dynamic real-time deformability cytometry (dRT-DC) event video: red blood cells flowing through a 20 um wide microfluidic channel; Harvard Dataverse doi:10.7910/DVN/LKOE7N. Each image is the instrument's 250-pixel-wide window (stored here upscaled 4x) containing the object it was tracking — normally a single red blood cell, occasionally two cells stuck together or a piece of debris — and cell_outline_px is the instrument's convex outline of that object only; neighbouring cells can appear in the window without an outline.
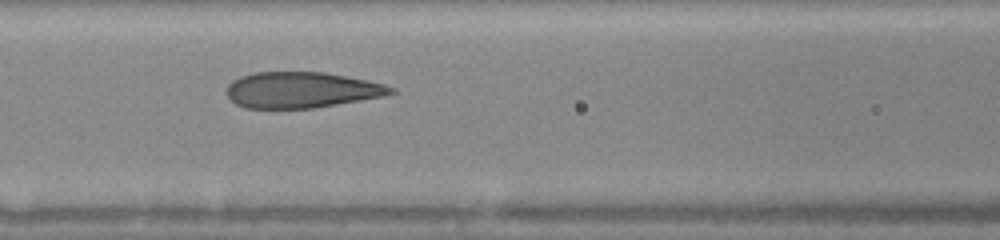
{"species": "human", "species_latin": "Homo sapiens", "temperature_condition": "warm", "stored_images_in_passage": 47, "camera_frame_rate_fps": 3000, "um_per_image_px": 0.085, "donor": {"sex": "female"}, "frame": {"image": 1, "passage_image": 8, "time_ms": 1.667, "image_size_px": [1000, 240], "cell_outline_px": [[396, 92], [384, 96], [312, 108], [244, 108], [236, 104], [228, 96], [228, 84], [232, 80], [240, 76], [256, 72], [324, 72], [368, 80], [384, 84], [396, 88]], "centroid_in_image_um": [25.64, 7.64], "position_along_channel_um": 141.0, "area_um2": 34.28}}
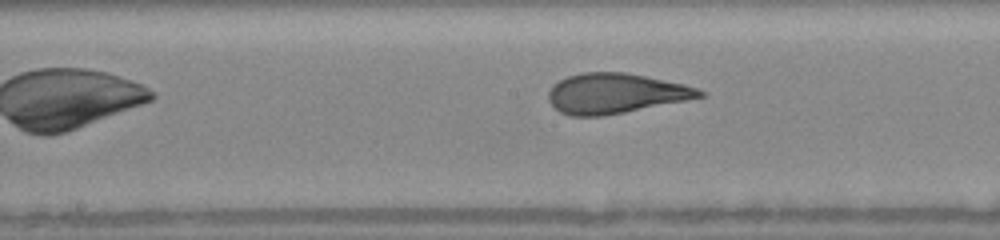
{"frame": {"image": 2, "passage_image": 14, "time_ms": 3.0, "image_size_px": [1000, 240], "cell_outline_px": [[704, 96], [604, 116], [568, 116], [560, 112], [548, 100], [548, 92], [552, 84], [568, 76], [580, 72], [624, 72], [684, 84], [696, 88], [704, 92]], "centroid_in_image_um": [52.24, 7.94], "position_along_channel_um": 196.0, "area_um2": 34.97}, "authors_computed_cell_mechanics": {"area_um2": 35.7204, "velocity_mm_per_s": 4.1209, "shape_relaxation_time_tau1_ms": 4.6758, "shape_relaxation_time_tau2_ms": 0.6806, "deformation_change_tau1": 0.208, "deformation_change_tau2": 0.0757}}